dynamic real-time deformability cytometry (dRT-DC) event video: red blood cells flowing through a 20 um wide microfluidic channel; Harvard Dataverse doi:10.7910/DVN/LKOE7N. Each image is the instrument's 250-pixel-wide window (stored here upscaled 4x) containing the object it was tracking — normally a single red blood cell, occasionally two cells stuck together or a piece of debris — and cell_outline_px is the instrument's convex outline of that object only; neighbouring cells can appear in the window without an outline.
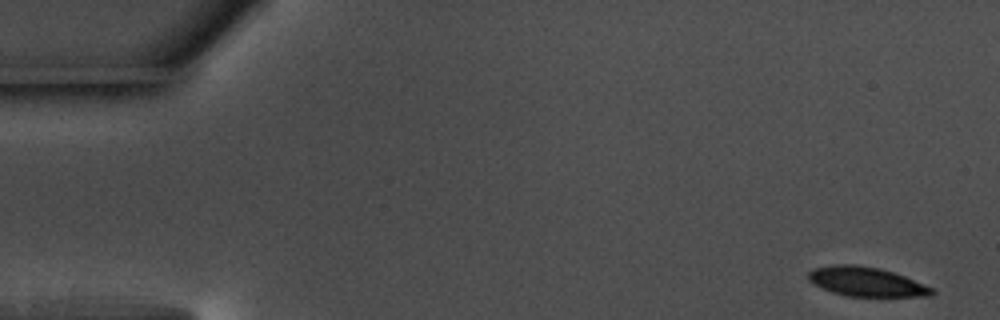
{"species": "common noctule bat (a hibernating species)", "species_latin": "Nyctalus noctula", "temperature_condition": "warm", "stored_images_in_passage": 55, "camera_frame_rate_fps": 3000, "um_per_image_px": 0.085, "animal": {"sex": "male", "body_mass_g": 17.5, "forearm_length_mm": 52.3}, "frame": {"image": 1, "passage_image": 1, "time_ms": 0.0, "image_size_px": [1000, 320], "cell_outline_px": [[936, 292], [932, 296], [844, 296], [832, 292], [808, 280], [808, 272], [816, 268], [832, 264], [856, 264], [880, 268], [904, 276], [932, 288]], "centroid_in_image_um": [73.63, 23.94], "position_along_channel_um": 11.4, "area_um2": 20.92}}
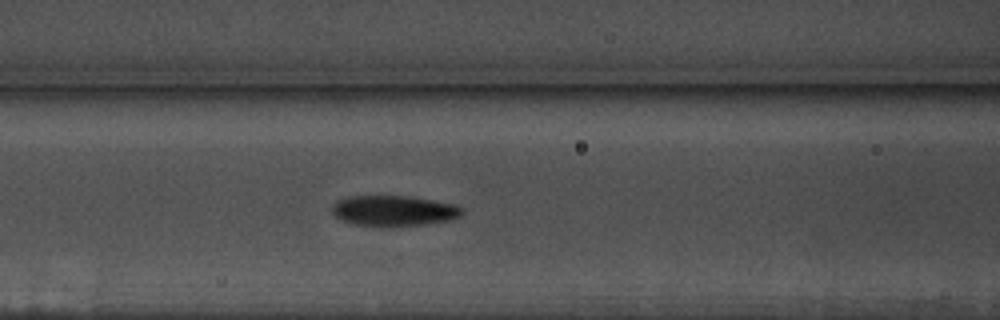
{"frame": {"image": 2, "passage_image": 22, "time_ms": 7.0, "image_size_px": [1000, 320], "cell_outline_px": [[464, 212], [460, 216], [448, 220], [420, 224], [380, 228], [356, 224], [340, 220], [332, 212], [332, 204], [336, 200], [348, 196], [408, 196], [456, 204], [464, 208]], "centroid_in_image_um": [33.44, 17.92], "position_along_channel_um": 133.2, "area_um2": 23.41}}
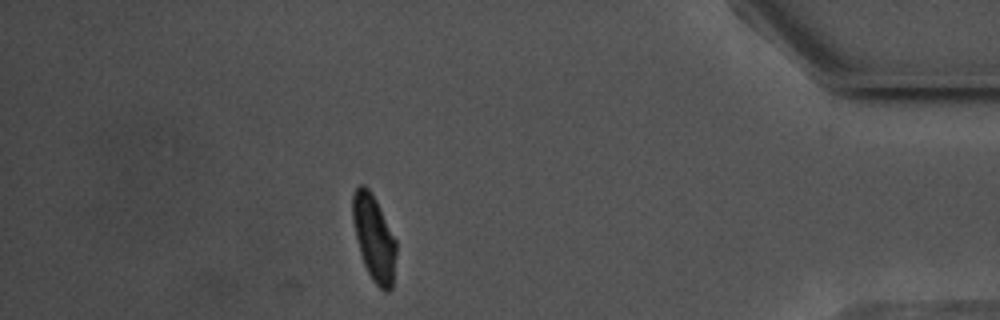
{"frame": {"image": 3, "passage_image": 48, "time_ms": 15.667, "image_size_px": [1000, 320], "cell_outline_px": [[396, 252], [392, 288], [388, 292], [384, 292], [372, 280], [364, 264], [360, 252], [352, 220], [352, 192], [360, 184], [364, 184], [372, 192], [396, 240]], "centroid_in_image_um": [31.78, 20.21], "position_along_channel_um": 403.4, "area_um2": 21.73}, "authors_computed_cell_mechanics": {"area_um2": 22.5998, "velocity_mm_per_s": 3.6339, "shape_relaxation_time_tau1_ms": 3.3374, "shape_relaxation_time_tau2_ms": 4.0652, "deformation_change_tau1": 0.1371, "deformation_change_tau2": 0.0626}}